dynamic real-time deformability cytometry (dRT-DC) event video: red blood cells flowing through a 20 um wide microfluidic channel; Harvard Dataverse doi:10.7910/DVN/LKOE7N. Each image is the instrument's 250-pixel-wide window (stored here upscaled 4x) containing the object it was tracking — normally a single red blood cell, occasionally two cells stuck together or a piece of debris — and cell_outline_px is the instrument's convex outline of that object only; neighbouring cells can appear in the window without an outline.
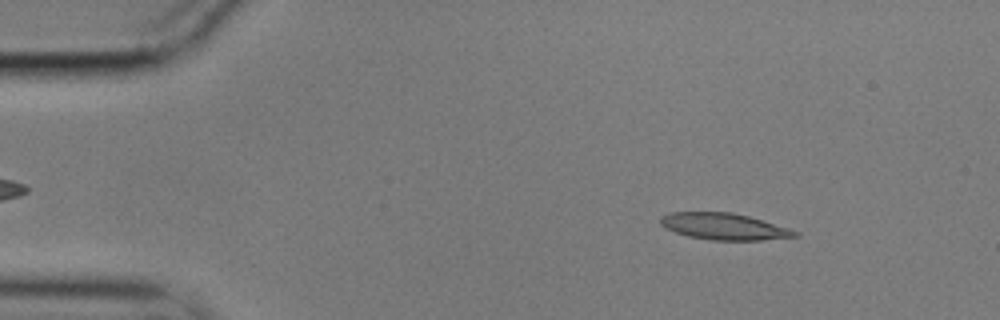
{"species": "common noctule bat (a hibernating species)", "species_latin": "Nyctalus noctula", "temperature_condition": "cold", "stored_images_in_passage": 55, "camera_frame_rate_fps": 3000, "um_per_image_px": 0.085, "animal": {"sex": "male", "body_mass_g": 17.9}, "frame": {"image": 1, "passage_image": 7, "time_ms": 2.0, "image_size_px": [1000, 320], "cell_outline_px": [[800, 236], [760, 240], [712, 240], [688, 236], [664, 228], [660, 224], [660, 216], [672, 212], [732, 212], [748, 216], [788, 228], [800, 232]], "centroid_in_image_um": [61.52, 19.25], "position_along_channel_um": 23.5, "area_um2": 20.75}}
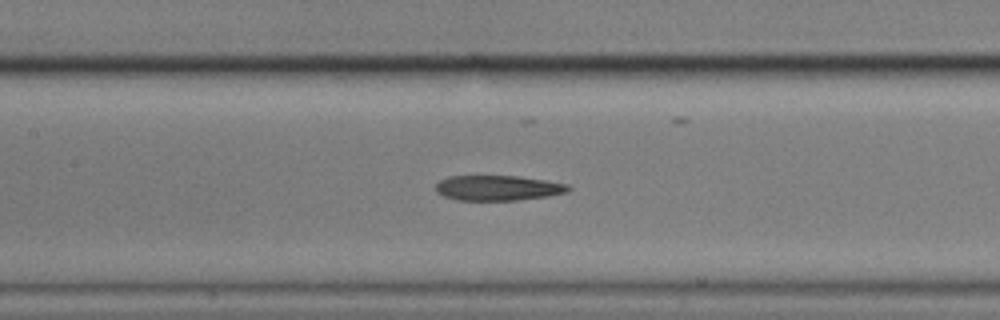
{"frame": {"image": 2, "passage_image": 25, "time_ms": 8.0, "image_size_px": [1000, 320], "cell_outline_px": [[572, 188], [568, 192], [548, 196], [516, 200], [456, 200], [444, 196], [436, 192], [436, 184], [440, 180], [448, 176], [516, 176], [544, 180], [568, 184]], "centroid_in_image_um": [42.32, 15.97], "position_along_channel_um": 165.1, "area_um2": 19.42}}
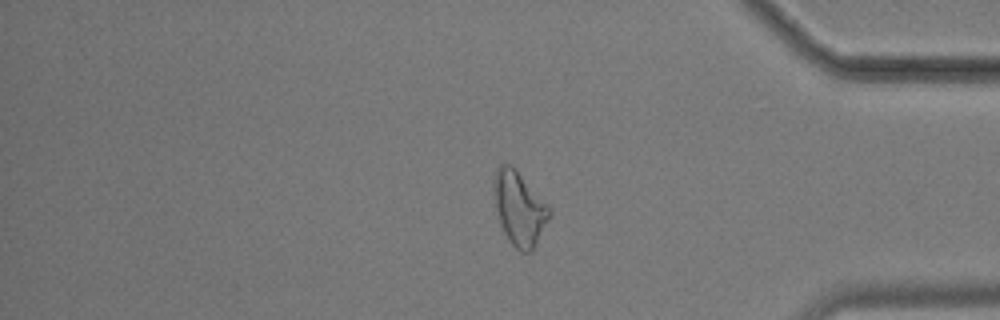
{"frame": {"image": 3, "passage_image": 46, "time_ms": 15.0, "image_size_px": [1000, 320], "cell_outline_px": [[552, 212], [532, 252], [520, 252], [508, 240], [496, 216], [492, 196], [492, 188], [496, 168], [500, 164], [512, 164], [552, 208]], "centroid_in_image_um": [44.11, 17.69], "position_along_channel_um": 391.1, "area_um2": 24.51}, "authors_computed_cell_mechanics": {"area_um2": 20.7502, "velocity_mm_per_s": 3.5421, "shape_relaxation_time_tau1_ms": null, "shape_relaxation_time_tau2_ms": 3.5312, "deformation_change_tau1": null, "deformation_change_tau2": 0.1261}}